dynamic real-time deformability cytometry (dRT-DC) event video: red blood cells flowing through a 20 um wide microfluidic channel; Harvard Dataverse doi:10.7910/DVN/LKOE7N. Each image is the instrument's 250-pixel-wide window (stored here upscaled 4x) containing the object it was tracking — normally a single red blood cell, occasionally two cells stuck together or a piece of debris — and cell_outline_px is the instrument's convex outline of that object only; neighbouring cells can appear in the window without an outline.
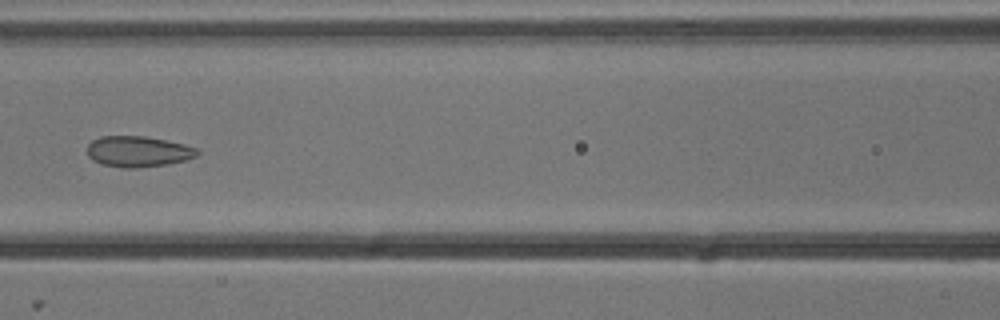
{"species": "common noctule bat (a hibernating species)", "species_latin": "Nyctalus noctula", "temperature_condition": "cold", "stored_images_in_passage": 7, "camera_frame_rate_fps": 3000, "um_per_image_px": 0.085, "animal": {"sex": "male", "body_mass_g": 13.3}, "frame": {"image": 1, "passage_image": 6, "time_ms": 1.667, "image_size_px": [1000, 320], "cell_outline_px": [[200, 152], [196, 156], [184, 160], [168, 164], [136, 168], [124, 168], [104, 164], [92, 160], [88, 156], [88, 144], [92, 140], [100, 136], [144, 136], [184, 144], [196, 148]], "centroid_in_image_um": [11.72, 12.87], "position_along_channel_um": 154.9, "area_um2": 19.65}}
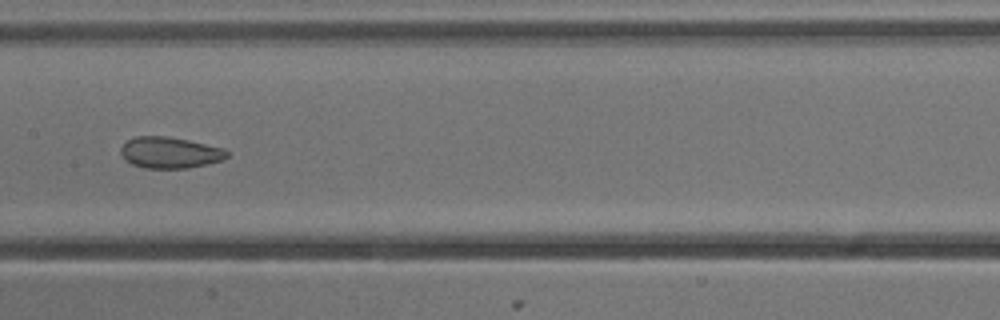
{"frame": {"image": 2, "passage_image": 7, "time_ms": 2.0, "image_size_px": [1000, 320], "cell_outline_px": [[228, 156], [224, 160], [208, 164], [188, 168], [144, 168], [132, 164], [124, 160], [120, 152], [120, 148], [128, 140], [136, 136], [168, 136], [188, 140], [224, 148], [228, 152]], "centroid_in_image_um": [14.44, 12.97], "position_along_channel_um": 193.0, "area_um2": 19.48}}